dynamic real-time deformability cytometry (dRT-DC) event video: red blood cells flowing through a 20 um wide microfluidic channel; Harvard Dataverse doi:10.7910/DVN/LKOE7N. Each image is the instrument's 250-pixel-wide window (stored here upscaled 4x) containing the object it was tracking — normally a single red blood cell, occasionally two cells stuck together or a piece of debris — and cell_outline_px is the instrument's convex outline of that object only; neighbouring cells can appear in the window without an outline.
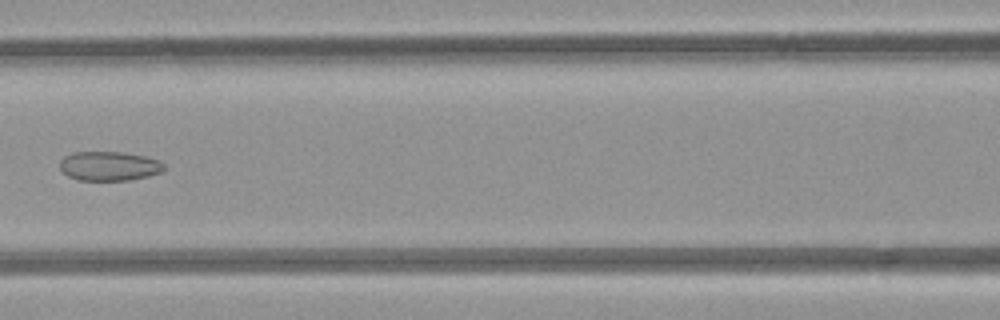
{"species": "common noctule bat (a hibernating species)", "species_latin": "Nyctalus noctula", "temperature_condition": "room temperature", "stored_images_in_passage": 6, "camera_frame_rate_fps": 3000, "um_per_image_px": 0.085, "animal": {"sex": "female", "body_mass_g": 21.9}, "frame": {"image": 1, "passage_image": 6, "time_ms": 5.667, "image_size_px": [1000, 320], "cell_outline_px": [[164, 168], [160, 172], [148, 176], [132, 180], [80, 180], [68, 176], [60, 168], [60, 160], [64, 156], [72, 152], [120, 152], [148, 156], [164, 164]], "centroid_in_image_um": [9.27, 14.11], "position_along_channel_um": 157.3, "area_um2": 17.74}}